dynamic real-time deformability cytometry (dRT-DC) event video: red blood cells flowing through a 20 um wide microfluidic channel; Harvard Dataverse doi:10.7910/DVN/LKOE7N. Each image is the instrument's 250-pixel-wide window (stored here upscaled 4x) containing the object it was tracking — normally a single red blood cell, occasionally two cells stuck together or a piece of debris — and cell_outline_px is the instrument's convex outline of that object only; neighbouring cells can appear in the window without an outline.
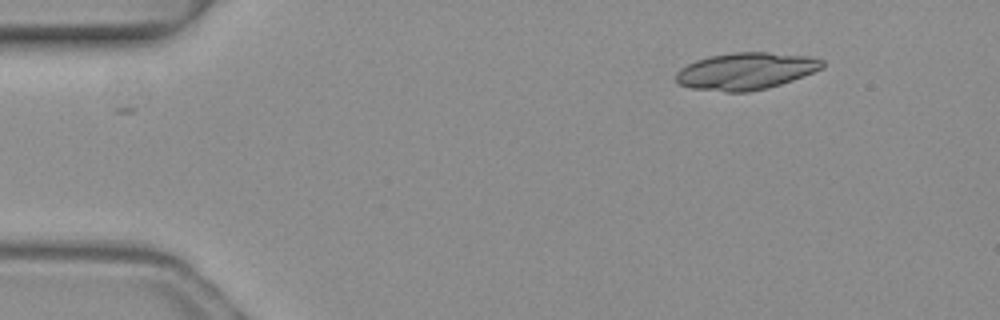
{"species": "common noctule bat (a hibernating species)", "species_latin": "Nyctalus noctula", "temperature_condition": "warm", "stored_images_in_passage": 3, "camera_frame_rate_fps": 3000, "um_per_image_px": 0.085, "animal": {"sex": "female", "body_mass_g": 19.3, "forearm_length_mm": 54.1}, "frame": {"image": 1, "passage_image": 1, "time_ms": 0.0, "image_size_px": [1000, 320], "cell_outline_px": [[824, 68], [792, 80], [768, 88], [748, 92], [724, 92], [692, 88], [680, 84], [676, 80], [676, 72], [680, 68], [696, 60], [708, 56], [732, 52], [768, 52], [808, 56], [824, 60]], "centroid_in_image_um": [63.4, 6.04], "position_along_channel_um": 21.6, "area_um2": 31.62}}